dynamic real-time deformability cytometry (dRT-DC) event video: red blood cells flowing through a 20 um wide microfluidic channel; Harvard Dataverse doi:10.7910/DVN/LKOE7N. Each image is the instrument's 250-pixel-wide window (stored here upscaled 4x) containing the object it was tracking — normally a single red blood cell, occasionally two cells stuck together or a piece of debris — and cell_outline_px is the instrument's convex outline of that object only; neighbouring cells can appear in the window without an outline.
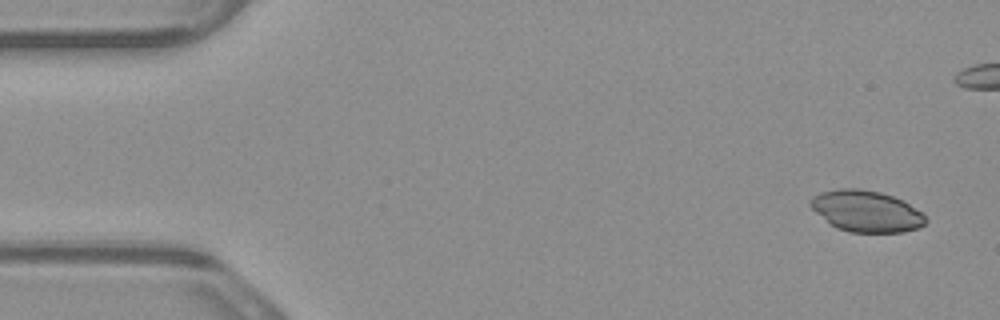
{"species": "common noctule bat (a hibernating species)", "species_latin": "Nyctalus noctula", "temperature_condition": "warm", "stored_images_in_passage": 8, "camera_frame_rate_fps": 3000, "um_per_image_px": 0.085, "animal": {"sex": "male", "body_mass_g": 23.1, "forearm_length_mm": 52.7}, "frame": {"image": 1, "passage_image": 1, "time_ms": 0.0, "image_size_px": [1000, 320], "cell_outline_px": [[928, 220], [920, 228], [904, 232], [848, 232], [836, 228], [816, 212], [808, 204], [808, 200], [812, 196], [820, 192], [840, 188], [860, 188], [880, 192], [904, 200], [924, 212]], "centroid_in_image_um": [73.67, 17.94], "position_along_channel_um": 11.3, "area_um2": 28.15}}
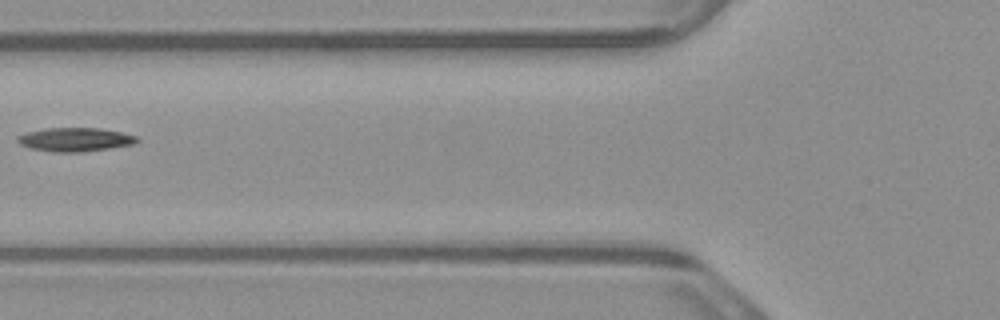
{"frame": {"image": 2, "passage_image": 7, "time_ms": 2.0, "image_size_px": [1000, 320], "cell_outline_px": [[140, 140], [132, 144], [108, 148], [80, 152], [56, 152], [28, 148], [20, 144], [16, 140], [16, 136], [28, 132], [44, 128], [100, 128], [120, 132], [136, 136]], "centroid_in_image_um": [6.33, 11.86], "position_along_channel_um": 119.5, "area_um2": 16.42}}
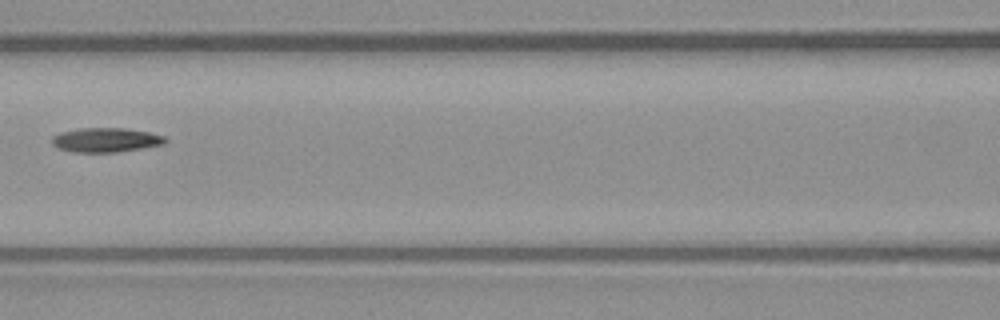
{"frame": {"image": 3, "passage_image": 8, "time_ms": 2.333, "image_size_px": [1000, 320], "cell_outline_px": [[168, 140], [164, 144], [116, 152], [72, 152], [56, 148], [52, 144], [52, 136], [60, 132], [80, 128], [124, 128], [148, 132], [164, 136]], "centroid_in_image_um": [8.95, 11.9], "position_along_channel_um": 157.7, "area_um2": 16.07}}